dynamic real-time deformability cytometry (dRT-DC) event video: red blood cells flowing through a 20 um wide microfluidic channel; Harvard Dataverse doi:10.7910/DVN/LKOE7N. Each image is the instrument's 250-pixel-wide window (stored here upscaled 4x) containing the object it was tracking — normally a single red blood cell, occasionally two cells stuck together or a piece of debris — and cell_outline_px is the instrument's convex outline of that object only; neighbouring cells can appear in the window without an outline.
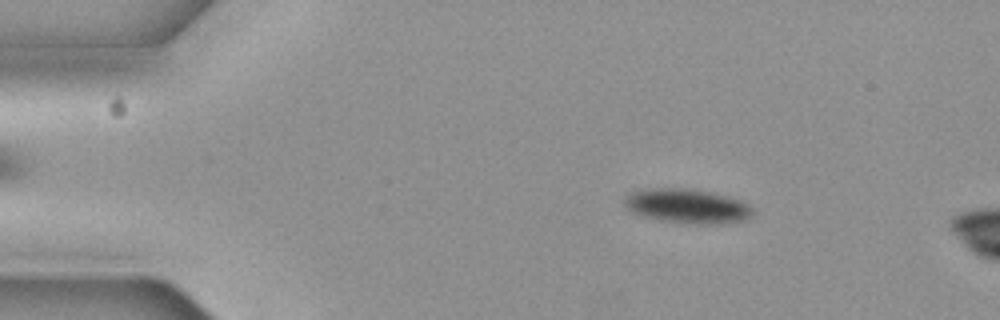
{"species": "common noctule bat (a hibernating species)", "species_latin": "Nyctalus noctula", "temperature_condition": "cold", "stored_images_in_passage": 3, "camera_frame_rate_fps": 3000, "um_per_image_px": 0.085, "animal": {"sex": "female", "body_mass_g": 19.3, "forearm_length_mm": 54.1}, "frame": {"image": 1, "passage_image": 1, "time_ms": 0.0, "image_size_px": [1000, 320], "cell_outline_px": [[756, 212], [752, 216], [744, 220], [724, 224], [688, 224], [664, 220], [644, 216], [632, 212], [624, 204], [624, 196], [632, 192], [652, 188], [688, 188], [712, 192], [732, 196], [756, 208]], "centroid_in_image_um": [58.51, 17.52], "position_along_channel_um": 26.5, "area_um2": 26.13}}